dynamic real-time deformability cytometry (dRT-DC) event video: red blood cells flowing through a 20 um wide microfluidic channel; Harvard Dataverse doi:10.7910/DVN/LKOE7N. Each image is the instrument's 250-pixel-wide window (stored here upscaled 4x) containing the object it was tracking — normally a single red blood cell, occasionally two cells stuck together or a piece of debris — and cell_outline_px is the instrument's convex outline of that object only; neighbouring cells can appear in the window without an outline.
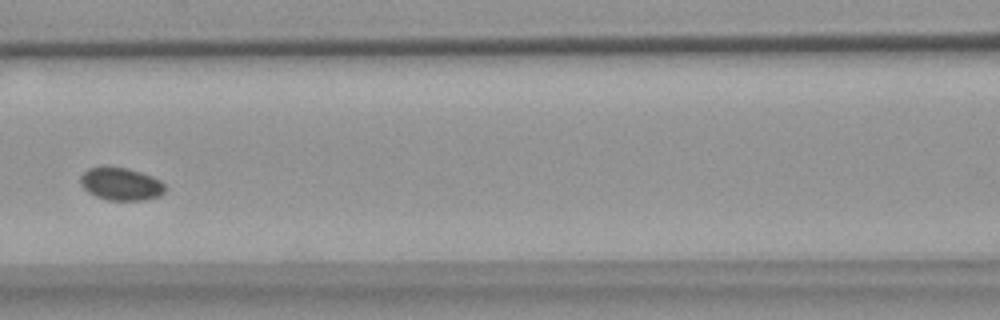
{"species": "common noctule bat (a hibernating species)", "species_latin": "Nyctalus noctula", "temperature_condition": "warm", "stored_images_in_passage": 7, "camera_frame_rate_fps": 3000, "um_per_image_px": 0.085, "animal": {"sex": "female", "body_mass_g": 18.4}, "frame": {"image": 1, "passage_image": 5, "time_ms": 4.667, "image_size_px": [1000, 320], "cell_outline_px": [[164, 192], [160, 196], [144, 200], [108, 200], [96, 196], [88, 192], [80, 184], [80, 176], [88, 168], [104, 164], [128, 168], [152, 176], [160, 180], [164, 184]], "centroid_in_image_um": [10.24, 15.6], "position_along_channel_um": 156.4, "area_um2": 16.47}}
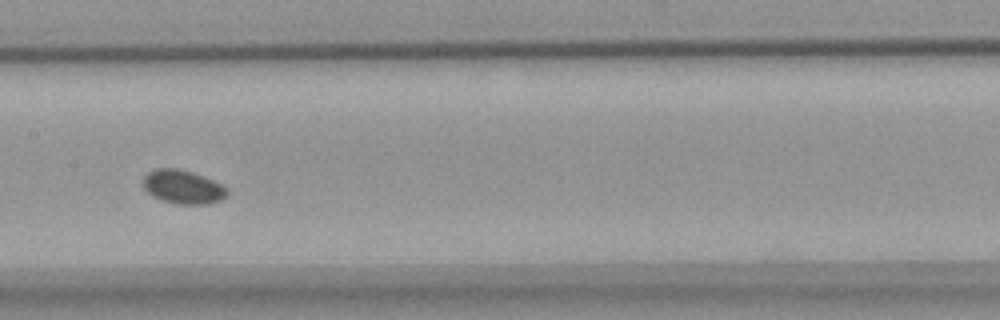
{"frame": {"image": 2, "passage_image": 6, "time_ms": 5.667, "image_size_px": [1000, 320], "cell_outline_px": [[228, 196], [220, 200], [208, 204], [180, 204], [164, 200], [152, 196], [144, 188], [144, 176], [148, 172], [156, 168], [176, 168], [192, 172], [204, 176], [228, 188]], "centroid_in_image_um": [15.57, 15.88], "position_along_channel_um": 191.8, "area_um2": 16.42}}
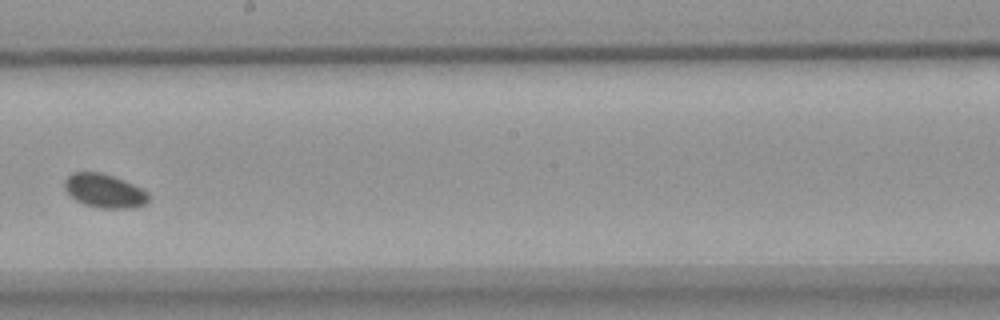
{"frame": {"image": 3, "passage_image": 7, "time_ms": 7.0, "image_size_px": [1000, 320], "cell_outline_px": [[148, 200], [144, 204], [132, 208], [100, 208], [84, 204], [76, 200], [64, 188], [64, 180], [72, 172], [100, 172], [124, 180], [148, 192]], "centroid_in_image_um": [8.85, 16.22], "position_along_channel_um": 239.3, "area_um2": 16.36}}